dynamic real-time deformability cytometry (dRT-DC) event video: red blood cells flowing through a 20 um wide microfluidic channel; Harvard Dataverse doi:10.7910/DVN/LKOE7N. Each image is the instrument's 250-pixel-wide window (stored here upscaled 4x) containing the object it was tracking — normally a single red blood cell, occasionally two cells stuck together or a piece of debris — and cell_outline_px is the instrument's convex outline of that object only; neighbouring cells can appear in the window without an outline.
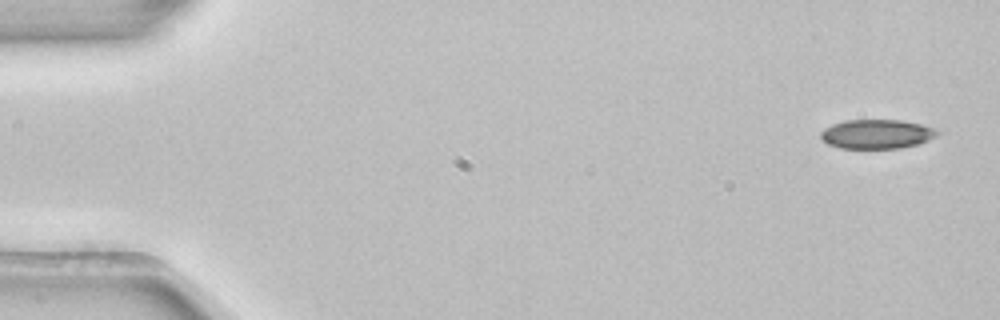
{"species": "common noctule bat (a hibernating species)", "species_latin": "Nyctalus noctula", "temperature_condition": "room temperature", "stored_images_in_passage": 3, "camera_frame_rate_fps": 3000, "um_per_image_px": 0.085, "animal": {"sex": "female", "body_mass_g": 22.7, "forearm_length_mm": 54.2}, "frame": {"image": 1, "passage_image": 1, "time_ms": 0.0, "image_size_px": [1000, 320], "cell_outline_px": [[940, 132], [936, 136], [928, 140], [916, 144], [900, 148], [840, 148], [828, 144], [820, 136], [820, 132], [824, 128], [832, 124], [844, 120], [900, 120], [920, 124], [932, 128]], "centroid_in_image_um": [74.49, 11.39], "position_along_channel_um": 10.5, "area_um2": 19.71}}